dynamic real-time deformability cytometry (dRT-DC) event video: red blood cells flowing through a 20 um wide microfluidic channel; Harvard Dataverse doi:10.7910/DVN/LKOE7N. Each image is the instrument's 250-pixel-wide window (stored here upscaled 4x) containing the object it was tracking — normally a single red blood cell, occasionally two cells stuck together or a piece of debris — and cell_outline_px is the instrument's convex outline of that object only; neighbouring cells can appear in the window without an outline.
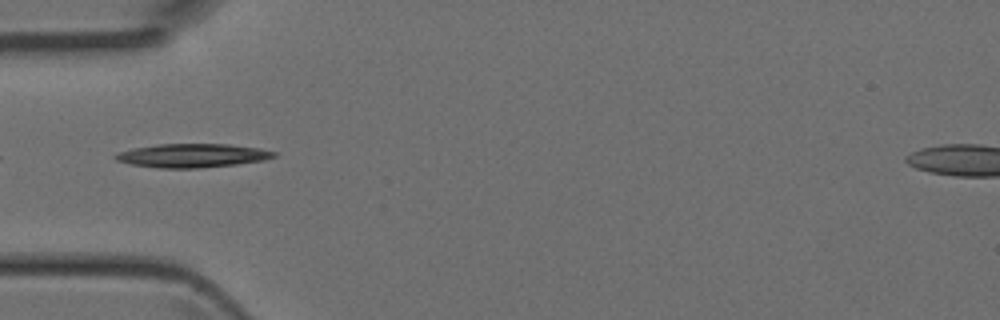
{"species": "Egyptian fruit bat (a non-hibernating species)", "species_latin": "Rousettus aegyptiacus", "temperature_condition": "room temperature", "stored_images_in_passage": 4, "camera_frame_rate_fps": 3000, "um_per_image_px": 0.085, "animal": {"sex": "female"}, "frame": {"image": 1, "passage_image": 4, "time_ms": 1.0, "image_size_px": [1000, 320], "cell_outline_px": [[276, 156], [264, 160], [236, 164], [200, 168], [160, 168], [132, 164], [116, 160], [112, 156], [120, 152], [132, 148], [156, 144], [228, 144], [260, 148], [276, 152]], "centroid_in_image_um": [16.35, 13.22], "position_along_channel_um": 68.6, "area_um2": 21.85}}